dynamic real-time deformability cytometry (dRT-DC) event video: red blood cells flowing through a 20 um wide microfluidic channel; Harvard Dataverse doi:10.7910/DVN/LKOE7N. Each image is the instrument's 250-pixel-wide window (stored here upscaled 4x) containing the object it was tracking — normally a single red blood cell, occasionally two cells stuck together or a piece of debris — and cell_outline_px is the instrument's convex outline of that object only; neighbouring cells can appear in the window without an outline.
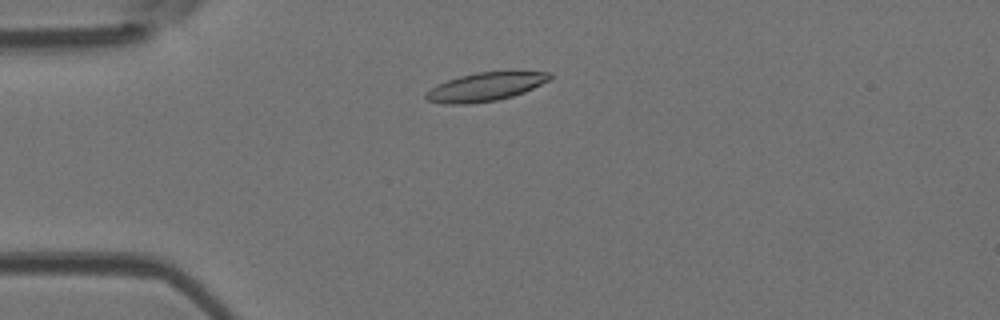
{"species": "Egyptian fruit bat (a non-hibernating species)", "species_latin": "Rousettus aegyptiacus", "temperature_condition": "room temperature", "stored_images_in_passage": 41, "camera_frame_rate_fps": 3000, "um_per_image_px": 0.085, "animal": {"sex": "female"}, "frame": {"image": 1, "passage_image": 2, "time_ms": 0.333, "image_size_px": [1000, 320], "cell_outline_px": [[552, 76], [548, 80], [524, 92], [512, 96], [496, 100], [468, 104], [444, 104], [428, 100], [424, 96], [436, 84], [460, 76], [476, 72], [552, 72]], "centroid_in_image_um": [41.23, 7.38], "position_along_channel_um": 43.8, "area_um2": 20.17}}
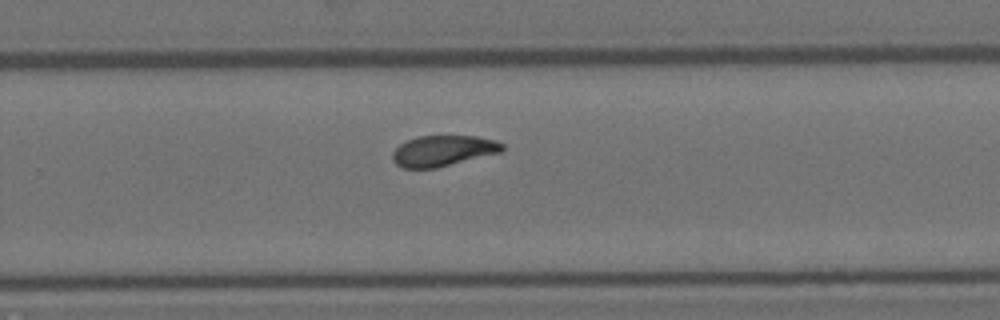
{"frame": {"image": 2, "passage_image": 23, "time_ms": 7.333, "image_size_px": [1000, 320], "cell_outline_px": [[504, 152], [436, 168], [400, 168], [392, 160], [392, 152], [400, 144], [416, 136], [476, 136], [496, 140], [504, 144]], "centroid_in_image_um": [37.68, 12.82], "position_along_channel_um": 292.1, "area_um2": 19.94}}
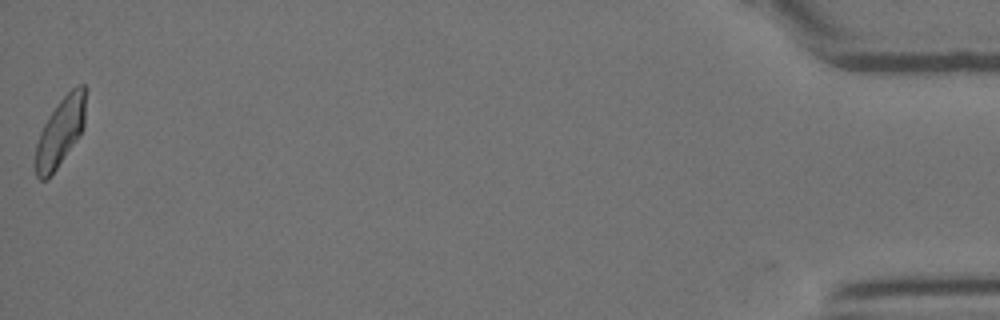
{"frame": {"image": 3, "passage_image": 41, "time_ms": 13.333, "image_size_px": [1000, 320], "cell_outline_px": [[88, 88], [84, 128], [80, 136], [48, 180], [40, 180], [36, 176], [36, 144], [40, 132], [44, 124], [60, 100], [76, 84], [84, 84]], "centroid_in_image_um": [5.19, 11.16], "position_along_channel_um": 430.0, "area_um2": 20.4}, "authors_computed_cell_mechanics": {"area_um2": 20.4034, "velocity_mm_per_s": 3.8832, "shape_relaxation_time_tau1_ms": 4.8778, "shape_relaxation_time_tau2_ms": 1.852, "deformation_change_tau1": 0.1451, "deformation_change_tau2": 0.0759}}